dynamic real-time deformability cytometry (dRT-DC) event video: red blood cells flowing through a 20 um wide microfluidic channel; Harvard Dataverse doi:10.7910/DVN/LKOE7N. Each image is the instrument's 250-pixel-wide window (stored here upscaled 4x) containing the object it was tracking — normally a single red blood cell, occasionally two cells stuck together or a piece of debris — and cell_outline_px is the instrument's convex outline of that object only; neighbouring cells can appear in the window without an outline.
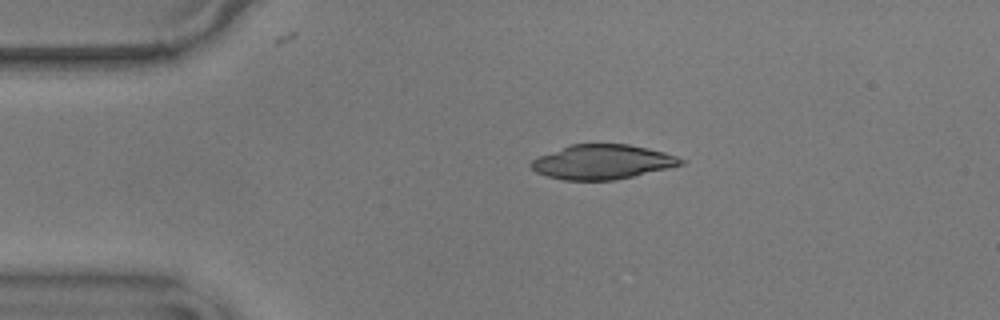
{"species": "common noctule bat (a hibernating species)", "species_latin": "Nyctalus noctula", "temperature_condition": "warm", "stored_images_in_passage": 6, "camera_frame_rate_fps": 3000, "um_per_image_px": 0.085, "animal": {"sex": "male", "body_mass_g": 17.9}, "frame": {"image": 1, "passage_image": 1, "time_ms": 0.0, "image_size_px": [1000, 320], "cell_outline_px": [[688, 160], [684, 164], [616, 180], [564, 180], [548, 176], [536, 172], [528, 164], [532, 160], [540, 156], [568, 144], [628, 144], [648, 148], [664, 152]], "centroid_in_image_um": [51.21, 13.76], "position_along_channel_um": 33.8, "area_um2": 30.11}}